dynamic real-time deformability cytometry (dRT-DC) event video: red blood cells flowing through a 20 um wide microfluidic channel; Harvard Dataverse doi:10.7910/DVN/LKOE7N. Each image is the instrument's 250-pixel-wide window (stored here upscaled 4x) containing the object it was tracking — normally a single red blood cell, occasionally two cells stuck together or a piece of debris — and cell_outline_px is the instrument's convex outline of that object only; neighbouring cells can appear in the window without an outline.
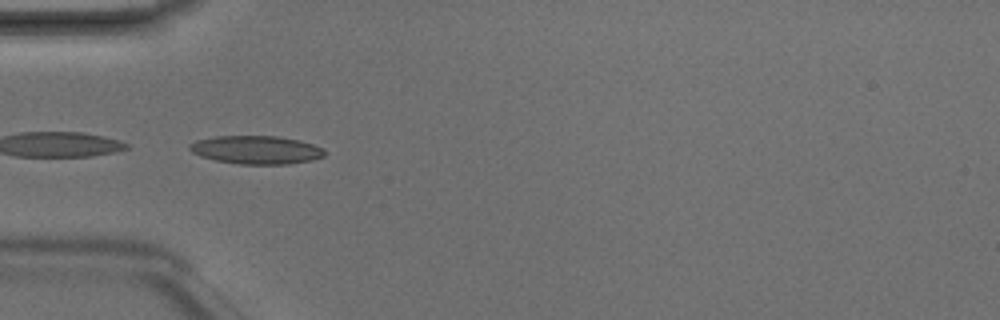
{"species": "Egyptian fruit bat (a non-hibernating species)", "species_latin": "Rousettus aegyptiacus", "temperature_condition": "room temperature", "stored_images_in_passage": 5, "camera_frame_rate_fps": 3000, "um_per_image_px": 0.085, "animal": {"sex": "male"}, "frame": {"image": 1, "passage_image": 4, "time_ms": 1.0, "image_size_px": [1000, 320], "cell_outline_px": [[324, 156], [312, 160], [288, 164], [240, 164], [216, 160], [200, 156], [192, 152], [188, 148], [188, 144], [196, 140], [216, 136], [276, 136], [300, 140], [324, 148]], "centroid_in_image_um": [21.77, 12.73], "position_along_channel_um": 63.2, "area_um2": 22.25}}